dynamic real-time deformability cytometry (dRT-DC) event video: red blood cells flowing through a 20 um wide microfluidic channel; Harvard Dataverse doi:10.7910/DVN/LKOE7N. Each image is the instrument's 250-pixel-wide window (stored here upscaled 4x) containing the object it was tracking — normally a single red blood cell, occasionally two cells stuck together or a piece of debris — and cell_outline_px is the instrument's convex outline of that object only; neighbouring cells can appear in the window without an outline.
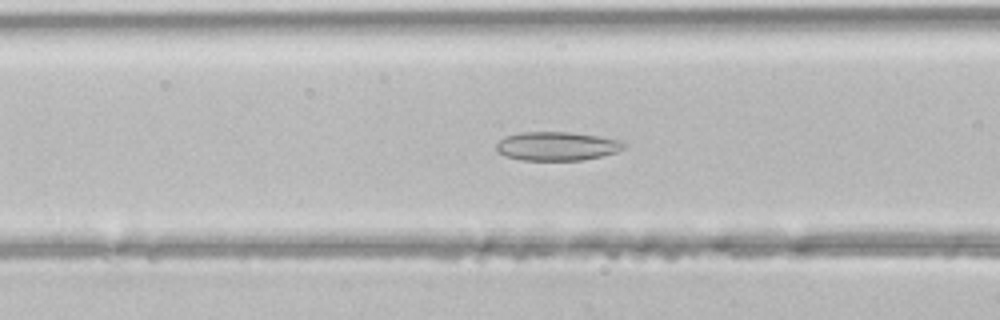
{"species": "common noctule bat (a hibernating species)", "species_latin": "Nyctalus noctula", "temperature_condition": "room temperature", "stored_images_in_passage": 43, "segment_of_instrument_passage": [1, 2], "camera_frame_rate_fps": 3000, "um_per_image_px": 0.085, "animal": {"sex": "male", "body_mass_g": 21.5, "forearm_length_mm": 52.0}, "frame": {"image": 1, "passage_image": 13, "time_ms": 4.0, "image_size_px": [1000, 320], "cell_outline_px": [[624, 148], [616, 152], [600, 156], [580, 160], [520, 160], [504, 156], [496, 152], [496, 144], [504, 136], [520, 132], [568, 132], [596, 136], [620, 140], [624, 144]], "centroid_in_image_um": [47.26, 12.42], "position_along_channel_um": 119.3, "area_um2": 21.33}}
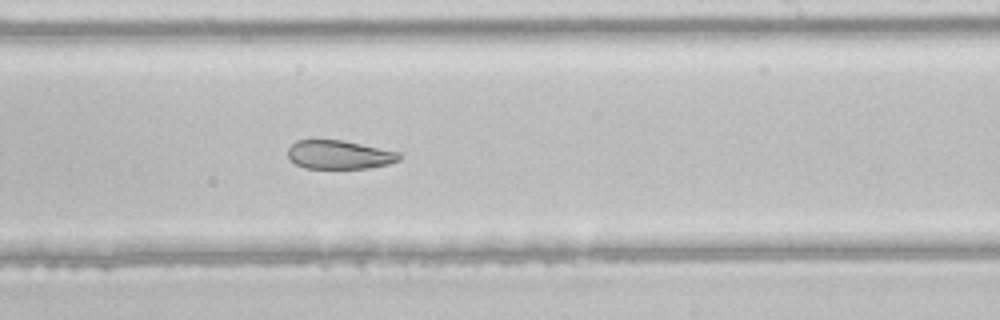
{"frame": {"image": 2, "passage_image": 23, "time_ms": 7.333, "image_size_px": [1000, 320], "cell_outline_px": [[400, 160], [388, 164], [368, 168], [304, 168], [296, 164], [288, 156], [288, 148], [296, 140], [340, 140], [400, 152]], "centroid_in_image_um": [28.83, 13.15], "position_along_channel_um": 260.2, "area_um2": 18.44}}
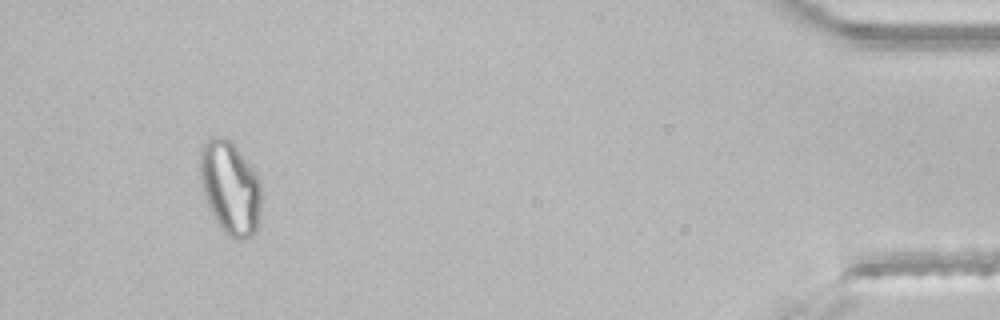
{"frame": {"image": 3, "passage_image": 39, "time_ms": 12.667, "image_size_px": [1000, 320], "cell_outline_px": [[260, 208], [256, 232], [252, 236], [244, 240], [236, 240], [228, 236], [220, 228], [208, 204], [200, 180], [200, 152], [204, 140], [208, 136], [224, 136], [236, 148], [256, 176], [260, 184]], "centroid_in_image_um": [19.54, 15.97], "position_along_channel_um": 415.7, "area_um2": 32.89}}